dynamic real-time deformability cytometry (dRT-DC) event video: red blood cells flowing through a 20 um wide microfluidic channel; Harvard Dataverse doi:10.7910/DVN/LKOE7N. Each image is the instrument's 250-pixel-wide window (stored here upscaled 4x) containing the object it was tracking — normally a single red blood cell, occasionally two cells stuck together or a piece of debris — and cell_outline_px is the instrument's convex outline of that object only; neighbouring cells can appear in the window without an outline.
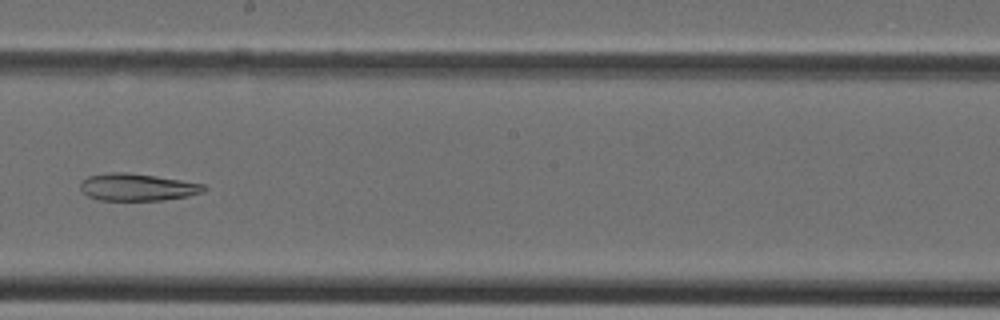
{"species": "Egyptian fruit bat (a non-hibernating species)", "species_latin": "Rousettus aegyptiacus", "temperature_condition": "cold", "stored_images_in_passage": 39, "camera_frame_rate_fps": 3000, "um_per_image_px": 0.085, "animal": {"sex": "female"}, "frame": {"image": 1, "passage_image": 22, "time_ms": 7.0, "image_size_px": [1000, 320], "cell_outline_px": [[208, 188], [204, 192], [188, 196], [160, 200], [100, 200], [88, 196], [80, 188], [80, 180], [88, 176], [108, 172], [124, 172], [156, 176], [204, 184]], "centroid_in_image_um": [11.66, 15.9], "position_along_channel_um": 236.5, "area_um2": 19.59}}
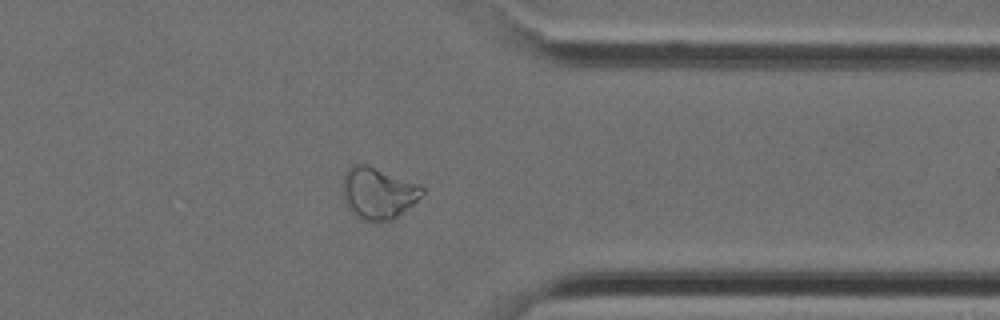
{"frame": {"image": 2, "passage_image": 31, "time_ms": 10.0, "image_size_px": [1000, 320], "cell_outline_px": [[424, 192], [412, 204], [392, 220], [372, 224], [360, 220], [348, 208], [344, 200], [344, 172], [352, 164], [364, 164], [420, 184], [424, 188]], "centroid_in_image_um": [32.12, 16.45], "position_along_channel_um": 379.3, "area_um2": 23.87}}
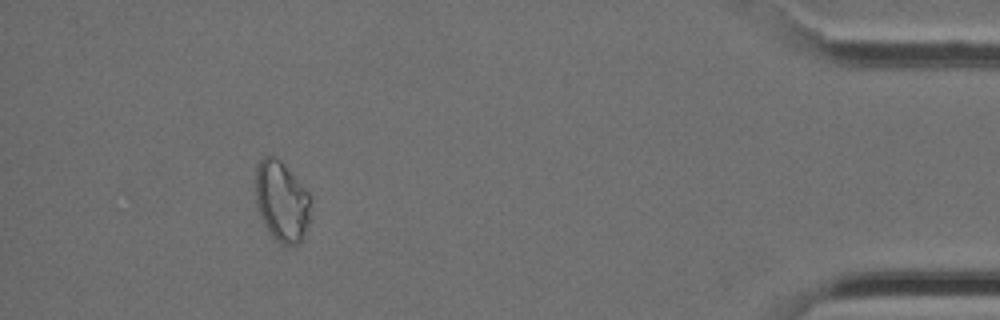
{"frame": {"image": 3, "passage_image": 36, "time_ms": 11.667, "image_size_px": [1000, 320], "cell_outline_px": [[312, 200], [308, 224], [300, 244], [280, 244], [272, 236], [260, 216], [256, 204], [256, 168], [260, 160], [264, 156], [272, 156], [280, 160], [308, 192]], "centroid_in_image_um": [23.95, 17.12], "position_along_channel_um": 411.2, "area_um2": 25.72}}